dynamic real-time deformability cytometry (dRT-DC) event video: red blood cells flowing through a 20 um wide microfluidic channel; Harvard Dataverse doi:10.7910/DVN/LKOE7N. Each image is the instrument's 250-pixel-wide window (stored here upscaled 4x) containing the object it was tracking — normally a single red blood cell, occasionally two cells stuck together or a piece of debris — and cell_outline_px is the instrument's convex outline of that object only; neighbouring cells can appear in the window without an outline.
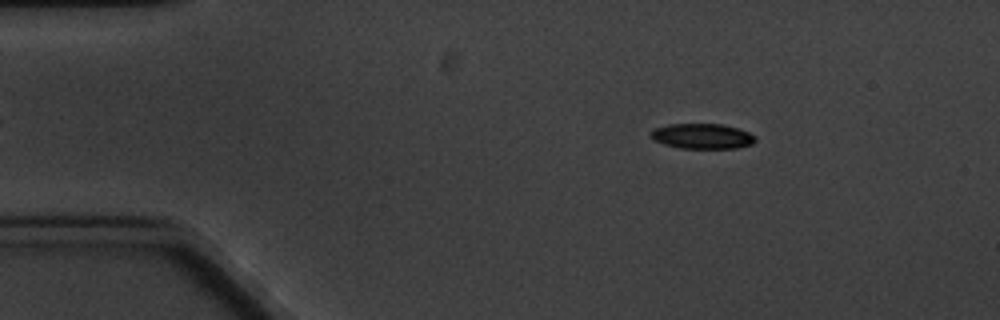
{"species": "common noctule bat (a hibernating species)", "species_latin": "Nyctalus noctula", "temperature_condition": "cold", "stored_images_in_passage": 4, "camera_frame_rate_fps": 3000, "um_per_image_px": 0.085, "animal": {"sex": "male", "body_mass_g": 20.1, "forearm_length_mm": 53.5}, "frame": {"image": 1, "passage_image": 2, "time_ms": 1.333, "image_size_px": [1000, 320], "cell_outline_px": [[756, 140], [752, 144], [736, 148], [680, 148], [664, 144], [652, 140], [652, 128], [668, 124], [720, 124], [736, 128], [748, 132], [756, 136]], "centroid_in_image_um": [59.68, 11.57], "position_along_channel_um": 25.3, "area_um2": 15.32}}